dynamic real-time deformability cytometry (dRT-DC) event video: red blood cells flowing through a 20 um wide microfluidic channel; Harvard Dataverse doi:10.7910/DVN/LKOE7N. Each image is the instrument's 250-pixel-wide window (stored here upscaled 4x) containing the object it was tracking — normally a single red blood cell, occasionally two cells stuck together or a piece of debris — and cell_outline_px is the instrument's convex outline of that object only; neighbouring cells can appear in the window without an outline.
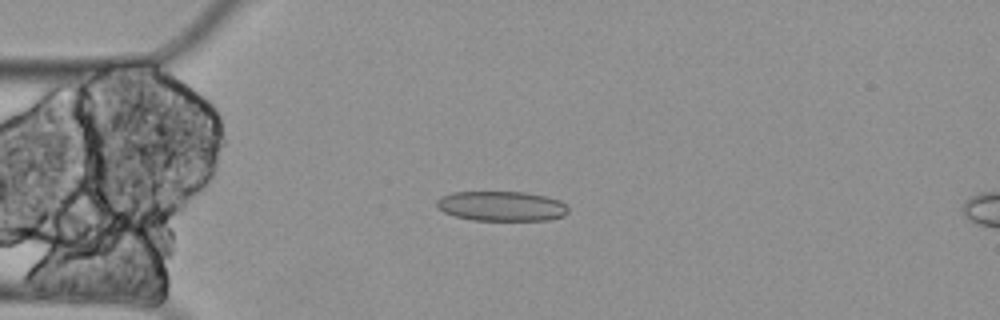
{"species": "Egyptian fruit bat (a non-hibernating species)", "species_latin": "Rousettus aegyptiacus", "temperature_condition": "cold", "stored_images_in_passage": 55, "camera_frame_rate_fps": 3000, "um_per_image_px": 0.085, "animal": {"sex": "female"}, "frame": {"image": 1, "passage_image": 10, "time_ms": 3.0, "image_size_px": [1000, 320], "cell_outline_px": [[568, 212], [564, 216], [548, 220], [472, 220], [456, 216], [444, 212], [436, 208], [436, 200], [440, 196], [452, 192], [524, 192], [544, 196], [560, 200], [568, 208]], "centroid_in_image_um": [42.6, 17.52], "position_along_channel_um": 42.4, "area_um2": 22.95}}
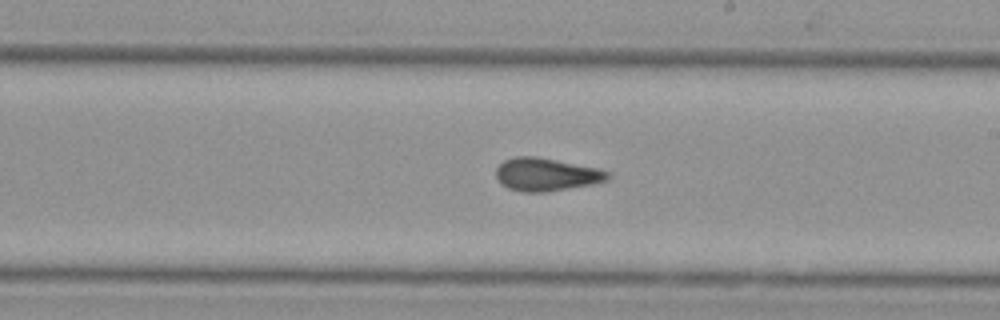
{"frame": {"image": 2, "passage_image": 29, "time_ms": 9.333, "image_size_px": [1000, 320], "cell_outline_px": [[608, 180], [592, 184], [544, 192], [524, 192], [508, 188], [496, 176], [496, 168], [504, 160], [512, 156], [536, 156], [600, 168], [608, 172]], "centroid_in_image_um": [46.43, 14.81], "position_along_channel_um": 242.6, "area_um2": 21.33}}
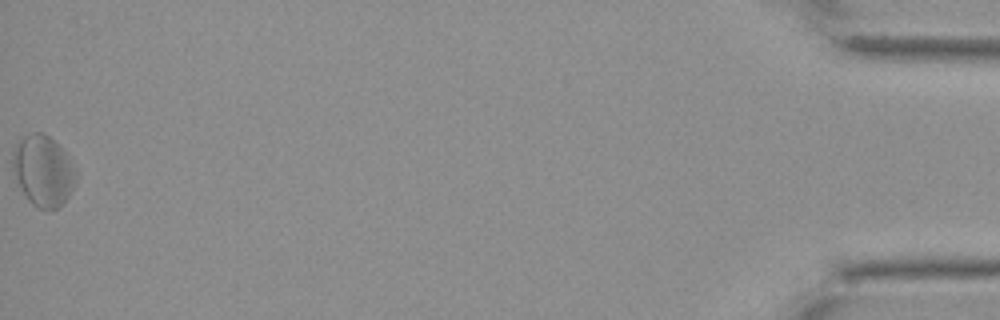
{"frame": {"image": 3, "passage_image": 55, "time_ms": 18.0, "image_size_px": [1000, 320], "cell_outline_px": [[76, 180], [68, 196], [56, 208], [48, 212], [32, 204], [28, 200], [12, 168], [12, 152], [16, 144], [24, 136], [32, 132], [44, 132], [64, 152], [76, 172]], "centroid_in_image_um": [3.64, 14.51], "position_along_channel_um": 431.6, "area_um2": 25.55}, "authors_computed_cell_mechanics": {"area_um2": 21.964, "velocity_mm_per_s": 3.3103, "shape_relaxation_time_tau1_ms": null, "shape_relaxation_time_tau2_ms": 3.5889, "deformation_change_tau1": null, "deformation_change_tau2": 0.1208}}